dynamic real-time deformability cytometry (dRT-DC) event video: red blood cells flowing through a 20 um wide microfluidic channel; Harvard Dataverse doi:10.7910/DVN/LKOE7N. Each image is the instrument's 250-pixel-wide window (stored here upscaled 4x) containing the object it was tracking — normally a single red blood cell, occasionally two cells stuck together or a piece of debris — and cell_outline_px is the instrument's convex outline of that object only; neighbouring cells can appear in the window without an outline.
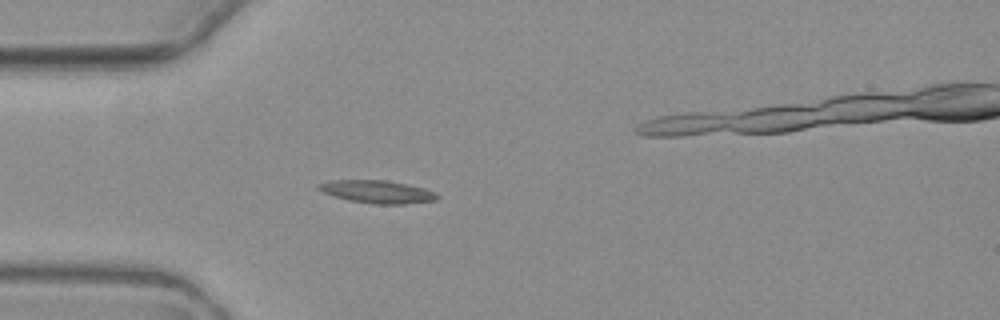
{"species": "common noctule bat (a hibernating species)", "species_latin": "Nyctalus noctula", "temperature_condition": "warm", "stored_images_in_passage": 5, "camera_frame_rate_fps": 3000, "um_per_image_px": 0.085, "animal": {"sex": "female", "body_mass_g": 19.3, "forearm_length_mm": 54.1}, "frame": {"image": 1, "passage_image": 4, "time_ms": 3.667, "image_size_px": [1000, 320], "cell_outline_px": [[440, 196], [436, 200], [404, 204], [376, 204], [348, 200], [332, 196], [316, 188], [316, 184], [328, 180], [384, 180], [408, 184], [424, 188], [436, 192]], "centroid_in_image_um": [32.05, 16.29], "position_along_channel_um": 53.0, "area_um2": 15.9}}